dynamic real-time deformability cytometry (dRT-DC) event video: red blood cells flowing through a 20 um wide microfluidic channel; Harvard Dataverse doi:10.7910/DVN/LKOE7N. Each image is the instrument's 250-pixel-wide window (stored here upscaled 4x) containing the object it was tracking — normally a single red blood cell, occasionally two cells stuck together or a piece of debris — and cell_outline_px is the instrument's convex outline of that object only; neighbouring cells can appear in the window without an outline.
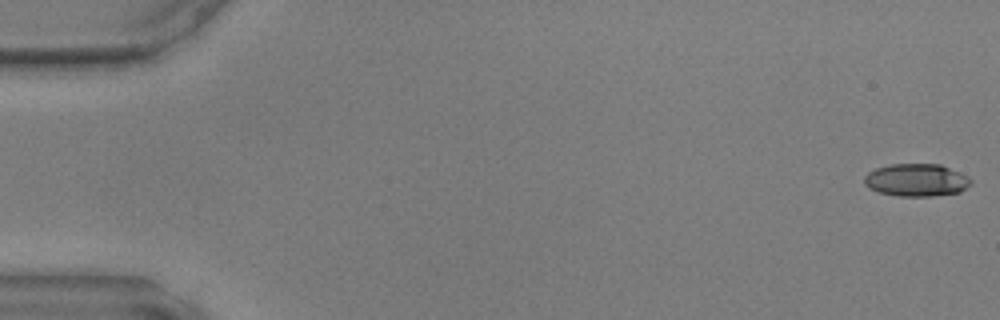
{"species": "common noctule bat (a hibernating species)", "species_latin": "Nyctalus noctula", "temperature_condition": "warm", "stored_images_in_passage": 48, "camera_frame_rate_fps": 3000, "um_per_image_px": 0.085, "animal": {"sex": "male", "body_mass_g": 17.9, "forearm_length_mm": 54.2}, "frame": {"image": 1, "passage_image": 1, "time_ms": 0.0, "image_size_px": [1000, 320], "cell_outline_px": [[972, 184], [960, 192], [932, 196], [896, 196], [876, 192], [868, 188], [864, 184], [864, 176], [868, 172], [876, 168], [892, 164], [940, 164], [968, 176], [972, 180]], "centroid_in_image_um": [77.88, 15.31], "position_along_channel_um": 7.1, "area_um2": 20.46}}
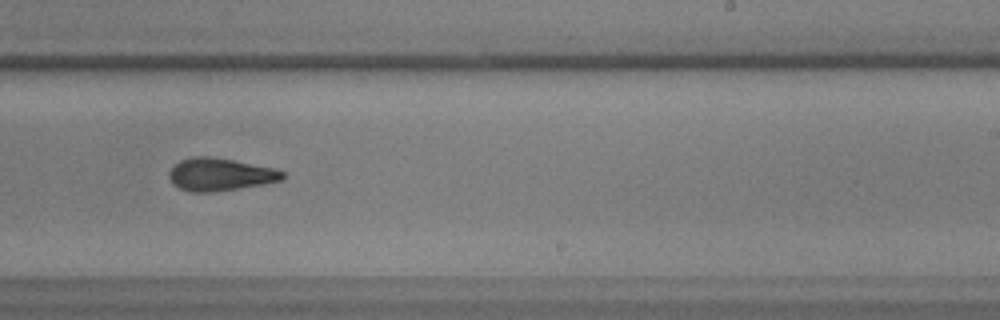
{"frame": {"image": 2, "passage_image": 30, "time_ms": 9.667, "image_size_px": [1000, 320], "cell_outline_px": [[284, 180], [264, 184], [208, 192], [192, 192], [180, 188], [172, 184], [168, 176], [168, 172], [180, 160], [192, 156], [212, 156], [272, 168], [284, 172]], "centroid_in_image_um": [18.67, 14.82], "position_along_channel_um": 270.3, "area_um2": 21.39}}
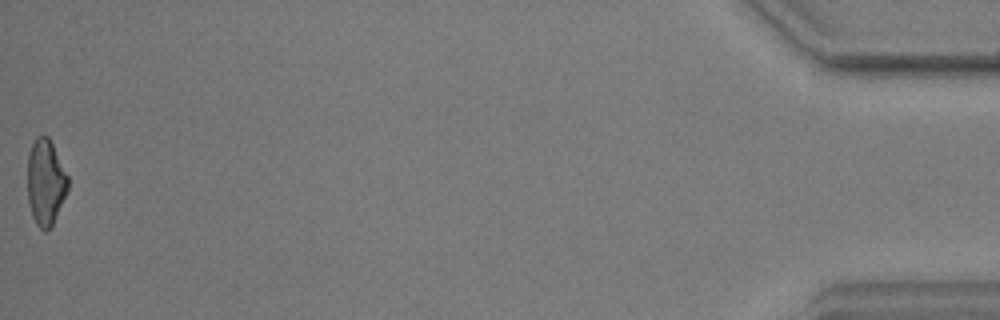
{"frame": {"image": 3, "passage_image": 48, "time_ms": 15.667, "image_size_px": [1000, 320], "cell_outline_px": [[68, 188], [52, 224], [44, 232], [36, 224], [32, 216], [28, 204], [28, 156], [32, 144], [36, 136], [48, 136], [68, 176]], "centroid_in_image_um": [3.85, 15.49], "position_along_channel_um": 431.3, "area_um2": 19.88}}